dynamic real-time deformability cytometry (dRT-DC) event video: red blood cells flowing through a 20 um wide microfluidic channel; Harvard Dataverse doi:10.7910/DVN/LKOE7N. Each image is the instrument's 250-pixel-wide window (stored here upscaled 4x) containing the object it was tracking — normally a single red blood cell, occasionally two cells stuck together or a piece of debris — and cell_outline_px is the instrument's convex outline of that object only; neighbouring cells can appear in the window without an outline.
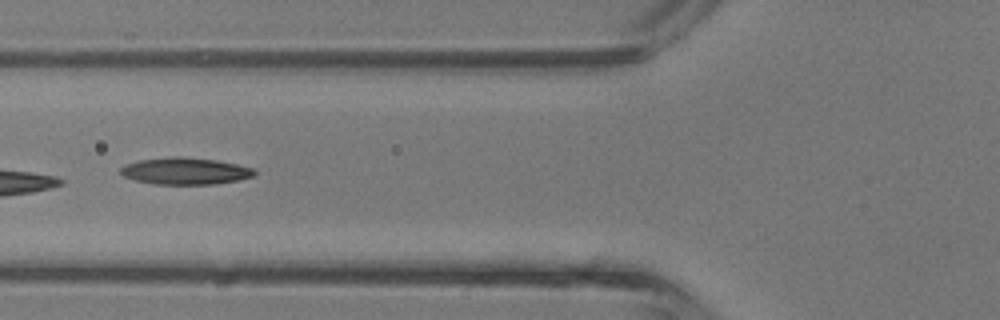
{"species": "common noctule bat (a hibernating species)", "species_latin": "Nyctalus noctula", "temperature_condition": "room temperature", "stored_images_in_passage": 5, "camera_frame_rate_fps": 3000, "um_per_image_px": 0.085, "animal": {"sex": "male", "body_mass_g": 13.3}, "frame": {"image": 1, "passage_image": 5, "time_ms": 1.333, "image_size_px": [1000, 320], "cell_outline_px": [[256, 172], [252, 176], [236, 180], [212, 184], [156, 184], [136, 180], [124, 176], [120, 172], [120, 168], [124, 164], [140, 160], [172, 156], [180, 156], [216, 160], [236, 164], [252, 168]], "centroid_in_image_um": [15.7, 14.53], "position_along_channel_um": 110.1, "area_um2": 20.69}}